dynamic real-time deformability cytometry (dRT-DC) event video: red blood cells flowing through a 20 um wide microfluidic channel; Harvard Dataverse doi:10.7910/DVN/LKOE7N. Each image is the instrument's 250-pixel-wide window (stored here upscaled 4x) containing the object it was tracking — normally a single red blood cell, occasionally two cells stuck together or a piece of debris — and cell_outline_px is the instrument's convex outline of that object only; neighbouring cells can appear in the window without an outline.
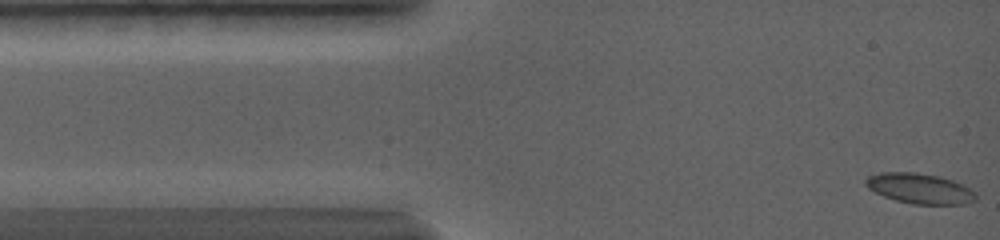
{"species": "common noctule bat (a hibernating species)", "species_latin": "Nyctalus noctula", "temperature_condition": "warm", "stored_images_in_passage": 38, "camera_frame_rate_fps": 5000, "um_per_image_px": 0.085, "animal": {"sex": "female", "body_mass_g": 19.0, "forearm_length_mm": 56.7}, "frame": {"image": 1, "passage_image": 1, "time_ms": 0.0, "image_size_px": [1000, 240], "cell_outline_px": [[976, 200], [964, 204], [912, 204], [896, 200], [884, 196], [868, 188], [864, 184], [864, 180], [868, 176], [880, 172], [916, 172], [940, 176], [952, 180], [976, 192]], "centroid_in_image_um": [78.16, 16.01], "position_along_channel_um": 6.8, "area_um2": 19.42}}
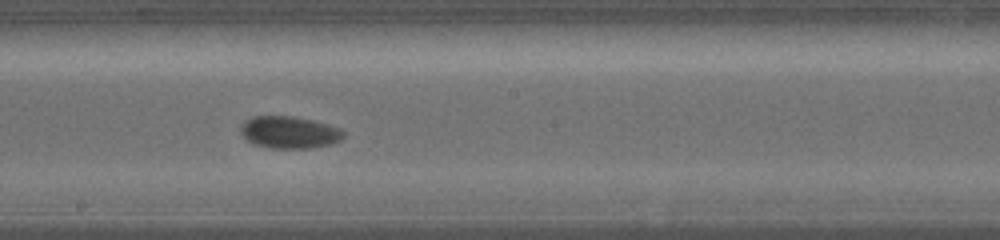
{"frame": {"image": 2, "passage_image": 21, "time_ms": 8.4, "image_size_px": [1000, 240], "cell_outline_px": [[344, 136], [340, 140], [328, 144], [312, 148], [272, 148], [256, 144], [248, 140], [240, 132], [240, 124], [244, 120], [252, 116], [292, 116], [312, 120], [328, 124], [340, 128], [344, 132]], "centroid_in_image_um": [24.57, 11.23], "position_along_channel_um": 223.6, "area_um2": 19.19}}
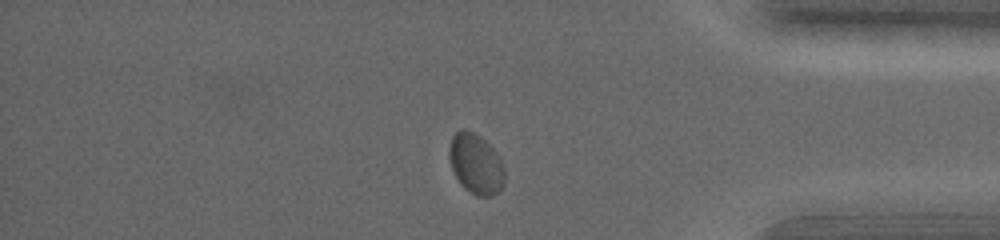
{"frame": {"image": 3, "passage_image": 34, "time_ms": 14.0, "image_size_px": [1000, 240], "cell_outline_px": [[504, 184], [492, 196], [476, 196], [464, 188], [460, 184], [452, 168], [448, 156], [448, 148], [452, 136], [460, 128], [464, 128], [476, 132], [500, 156], [504, 164]], "centroid_in_image_um": [40.44, 13.9], "position_along_channel_um": 394.8, "area_um2": 19.71}, "authors_computed_cell_mechanics": {"area_um2": 18.6116, "velocity_mm_per_s": 3.4292, "shape_relaxation_time_tau1_ms": 2.2936, "shape_relaxation_time_tau2_ms": 1.8957, "deformation_change_tau1": 0.0777, "deformation_change_tau2": 0.0355}}